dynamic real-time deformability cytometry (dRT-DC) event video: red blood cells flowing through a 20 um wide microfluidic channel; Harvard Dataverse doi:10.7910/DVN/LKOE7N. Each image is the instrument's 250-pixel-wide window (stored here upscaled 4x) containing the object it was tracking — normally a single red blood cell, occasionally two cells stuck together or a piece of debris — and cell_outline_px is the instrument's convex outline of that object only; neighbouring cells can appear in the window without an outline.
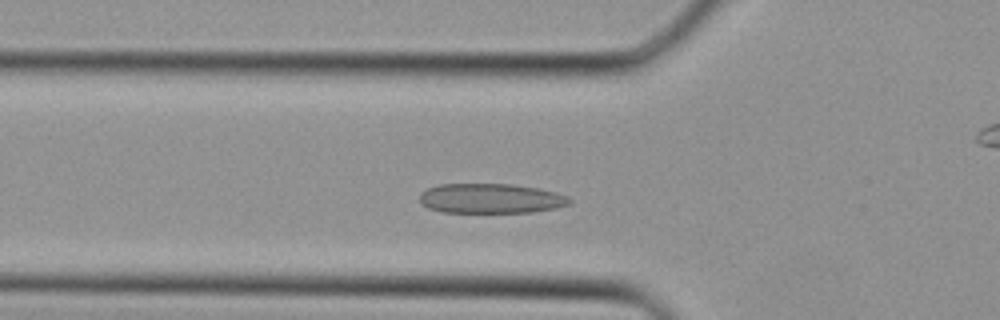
{"species": "Egyptian fruit bat (a non-hibernating species)", "species_latin": "Rousettus aegyptiacus", "temperature_condition": "cold", "stored_images_in_passage": 34, "camera_frame_rate_fps": 3000, "um_per_image_px": 0.085, "animal": {"sex": "female"}, "frame": {"image": 1, "passage_image": 8, "time_ms": 2.333, "image_size_px": [1000, 320], "cell_outline_px": [[572, 200], [568, 204], [556, 208], [532, 212], [440, 212], [428, 208], [420, 204], [420, 192], [428, 188], [440, 184], [512, 184], [540, 188], [556, 192], [568, 196]], "centroid_in_image_um": [41.71, 16.86], "position_along_channel_um": 84.1, "area_um2": 26.18}}
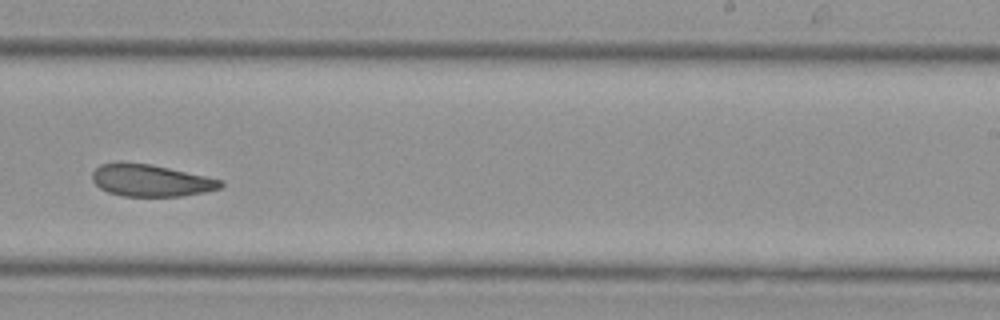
{"frame": {"image": 2, "passage_image": 19, "time_ms": 6.0, "image_size_px": [1000, 320], "cell_outline_px": [[224, 184], [220, 188], [204, 192], [184, 196], [124, 196], [108, 192], [100, 188], [92, 180], [92, 172], [100, 164], [152, 164], [224, 180]], "centroid_in_image_um": [12.87, 15.36], "position_along_channel_um": 276.1, "area_um2": 23.58}}
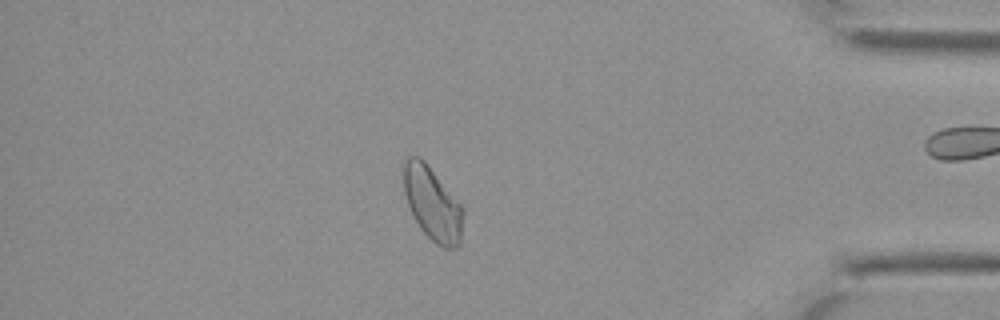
{"frame": {"image": 3, "passage_image": 28, "time_ms": 9.0, "image_size_px": [1000, 320], "cell_outline_px": [[464, 212], [460, 244], [456, 248], [444, 248], [436, 244], [420, 228], [408, 204], [404, 192], [400, 164], [408, 156], [420, 156], [424, 160], [464, 208]], "centroid_in_image_um": [36.73, 17.27], "position_along_channel_um": 398.5, "area_um2": 25.78}}